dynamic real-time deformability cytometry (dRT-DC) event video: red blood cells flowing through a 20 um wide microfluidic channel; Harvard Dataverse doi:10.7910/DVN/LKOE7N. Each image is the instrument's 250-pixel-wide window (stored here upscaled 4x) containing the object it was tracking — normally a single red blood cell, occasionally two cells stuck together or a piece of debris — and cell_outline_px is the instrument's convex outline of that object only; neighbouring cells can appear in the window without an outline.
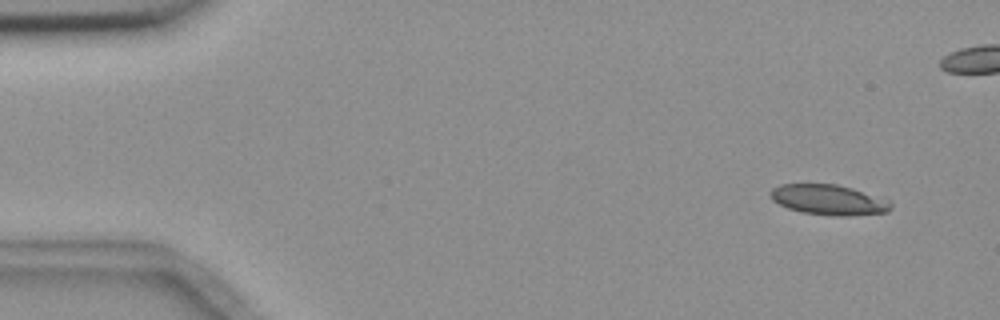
{"species": "common noctule bat (a hibernating species)", "species_latin": "Nyctalus noctula", "temperature_condition": "room temperature", "stored_images_in_passage": 15, "camera_frame_rate_fps": 3000, "um_per_image_px": 0.085, "animal": {"sex": "female", "body_mass_g": 18.4}, "frame": {"image": 1, "passage_image": 1, "time_ms": 0.0, "image_size_px": [1000, 320], "cell_outline_px": [[892, 208], [888, 212], [848, 216], [832, 216], [804, 212], [788, 208], [772, 200], [772, 188], [780, 184], [836, 184], [852, 188], [888, 200], [892, 204]], "centroid_in_image_um": [70.46, 16.99], "position_along_channel_um": 14.5, "area_um2": 21.04}}
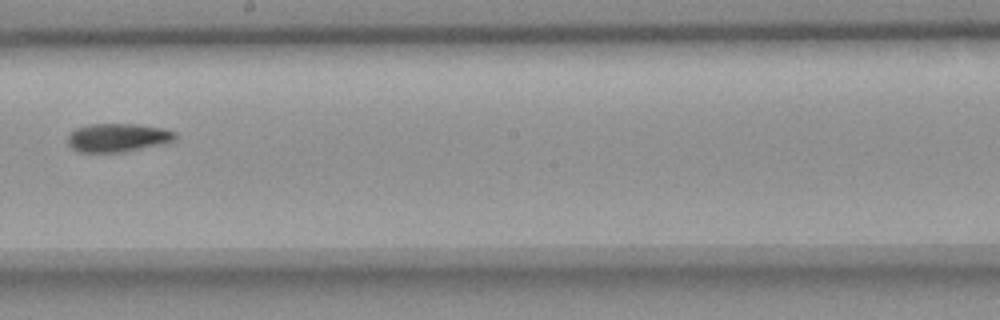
{"frame": {"image": 2, "passage_image": 9, "time_ms": 11.333, "image_size_px": [1000, 320], "cell_outline_px": [[176, 136], [172, 140], [160, 144], [120, 152], [80, 152], [72, 148], [68, 144], [68, 136], [76, 128], [88, 124], [136, 124], [164, 128], [176, 132]], "centroid_in_image_um": [9.98, 11.68], "position_along_channel_um": 238.2, "area_um2": 17.57}}
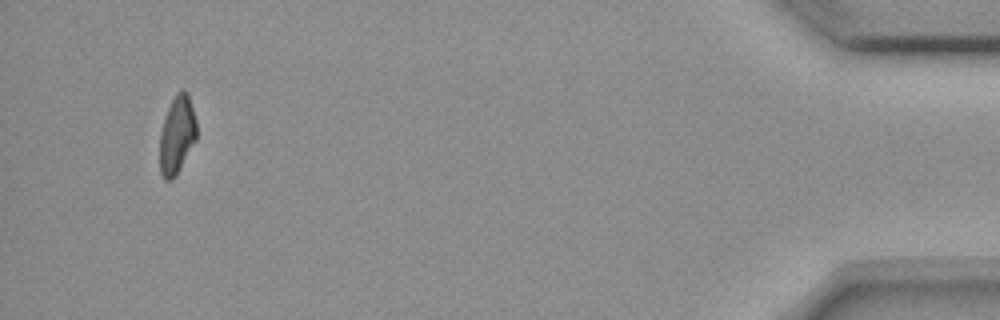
{"frame": {"image": 3, "passage_image": 15, "time_ms": 18.333, "image_size_px": [1000, 320], "cell_outline_px": [[196, 140], [172, 180], [164, 180], [160, 172], [160, 132], [168, 108], [176, 92], [180, 88], [184, 88], [188, 92], [196, 120]], "centroid_in_image_um": [15.04, 11.41], "position_along_channel_um": 420.2, "area_um2": 16.65}}